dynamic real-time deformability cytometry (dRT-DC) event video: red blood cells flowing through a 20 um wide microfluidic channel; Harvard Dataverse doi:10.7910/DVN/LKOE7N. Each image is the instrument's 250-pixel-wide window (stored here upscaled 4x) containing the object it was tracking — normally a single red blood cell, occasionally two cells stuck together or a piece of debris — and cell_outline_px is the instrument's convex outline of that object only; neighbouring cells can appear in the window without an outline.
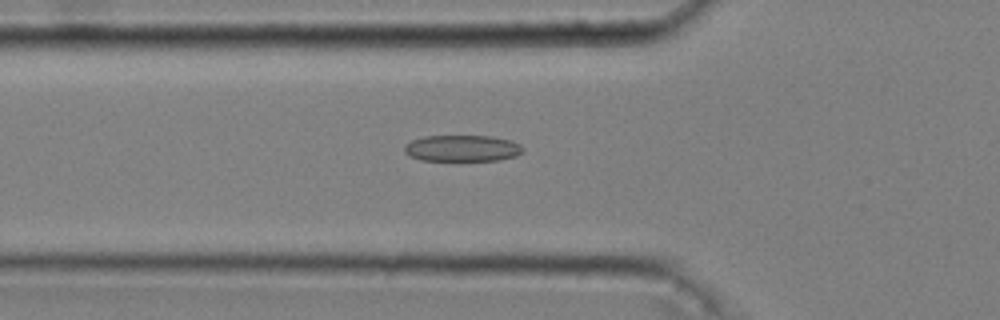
{"species": "common noctule bat (a hibernating species)", "species_latin": "Nyctalus noctula", "temperature_condition": "cold", "stored_images_in_passage": 43, "camera_frame_rate_fps": 3000, "um_per_image_px": 0.085, "animal": {"sex": "male", "body_mass_g": 20.4}, "frame": {"image": 1, "passage_image": 11, "time_ms": 3.333, "image_size_px": [1000, 320], "cell_outline_px": [[524, 148], [516, 156], [500, 160], [420, 160], [408, 156], [404, 152], [404, 144], [412, 140], [424, 136], [492, 136], [512, 140], [520, 144]], "centroid_in_image_um": [39.27, 12.6], "position_along_channel_um": 86.5, "area_um2": 18.32}}
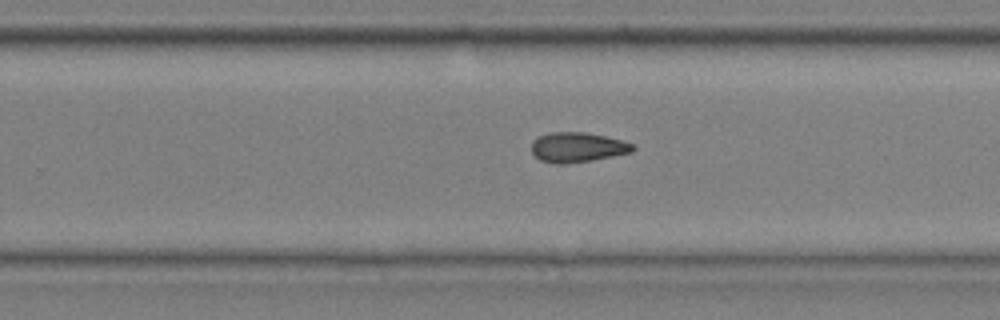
{"frame": {"image": 2, "passage_image": 27, "time_ms": 8.667, "image_size_px": [1000, 320], "cell_outline_px": [[636, 148], [632, 152], [592, 160], [568, 164], [556, 164], [540, 160], [532, 152], [532, 140], [548, 132], [584, 132], [624, 140], [636, 144]], "centroid_in_image_um": [49.11, 12.52], "position_along_channel_um": 280.7, "area_um2": 17.8}}
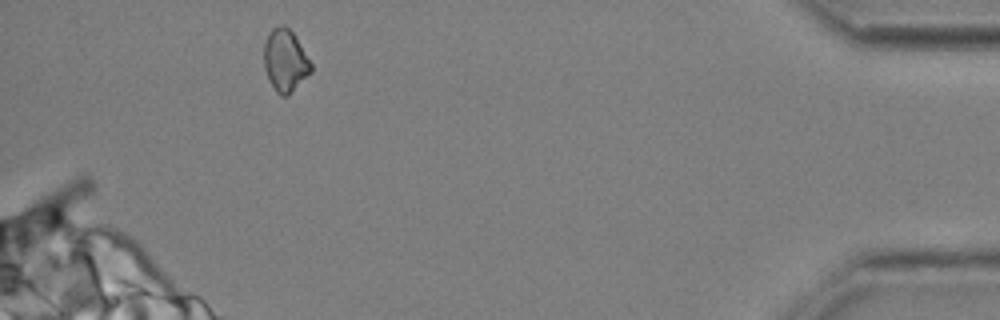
{"frame": {"image": 3, "passage_image": 42, "time_ms": 13.667, "image_size_px": [1000, 320], "cell_outline_px": [[312, 72], [288, 96], [280, 96], [276, 92], [268, 80], [264, 68], [264, 44], [268, 32], [272, 28], [280, 24], [284, 24], [292, 32], [312, 64]], "centroid_in_image_um": [24.22, 5.16], "position_along_channel_um": 411.0, "area_um2": 17.22}}